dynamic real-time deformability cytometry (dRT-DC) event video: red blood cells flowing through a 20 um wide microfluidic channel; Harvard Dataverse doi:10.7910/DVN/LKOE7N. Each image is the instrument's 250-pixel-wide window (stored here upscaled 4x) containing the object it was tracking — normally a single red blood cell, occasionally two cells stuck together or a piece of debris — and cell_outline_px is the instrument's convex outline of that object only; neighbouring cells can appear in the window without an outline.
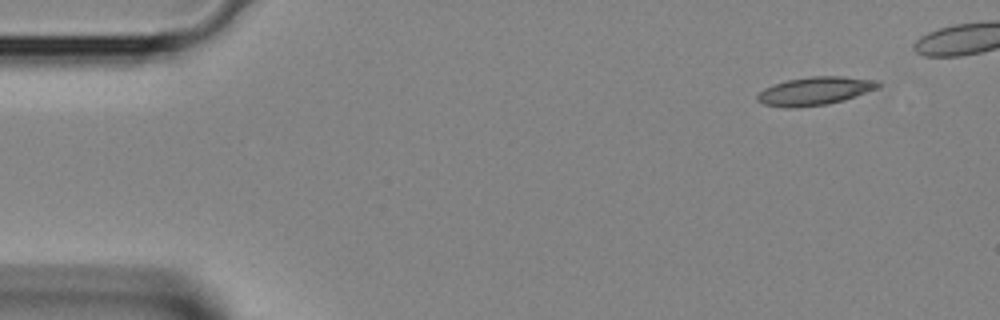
{"species": "Egyptian fruit bat (a non-hibernating species)", "species_latin": "Rousettus aegyptiacus", "temperature_condition": "room temperature", "stored_images_in_passage": 33, "camera_frame_rate_fps": 3000, "um_per_image_px": 0.085, "animal": {"sex": "female"}, "frame": {"image": 1, "passage_image": 1, "time_ms": 0.0, "image_size_px": [1000, 320], "cell_outline_px": [[884, 84], [880, 88], [844, 100], [828, 104], [796, 108], [784, 108], [764, 104], [756, 100], [756, 96], [764, 88], [772, 84], [788, 80], [808, 76], [844, 76], [880, 80]], "centroid_in_image_um": [69.32, 7.73], "position_along_channel_um": 15.7, "area_um2": 20.35}}
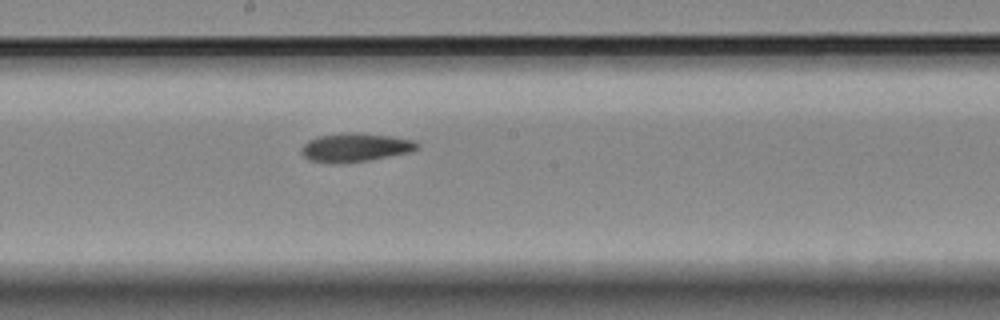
{"frame": {"image": 2, "passage_image": 19, "time_ms": 6.0, "image_size_px": [1000, 320], "cell_outline_px": [[420, 148], [408, 152], [368, 160], [308, 160], [300, 152], [300, 148], [308, 140], [316, 136], [348, 132], [392, 136], [412, 140], [420, 144]], "centroid_in_image_um": [30.21, 12.48], "position_along_channel_um": 218.0, "area_um2": 18.44}}
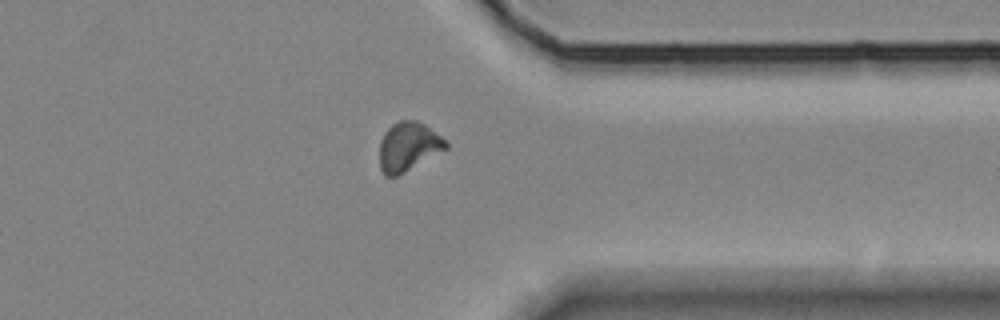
{"frame": {"image": 3, "passage_image": 29, "time_ms": 9.333, "image_size_px": [1000, 320], "cell_outline_px": [[448, 148], [404, 172], [396, 176], [384, 176], [380, 168], [380, 140], [384, 132], [392, 124], [400, 120], [416, 120], [424, 124], [440, 136], [448, 144]], "centroid_in_image_um": [34.68, 12.46], "position_along_channel_um": 376.7, "area_um2": 18.73}}